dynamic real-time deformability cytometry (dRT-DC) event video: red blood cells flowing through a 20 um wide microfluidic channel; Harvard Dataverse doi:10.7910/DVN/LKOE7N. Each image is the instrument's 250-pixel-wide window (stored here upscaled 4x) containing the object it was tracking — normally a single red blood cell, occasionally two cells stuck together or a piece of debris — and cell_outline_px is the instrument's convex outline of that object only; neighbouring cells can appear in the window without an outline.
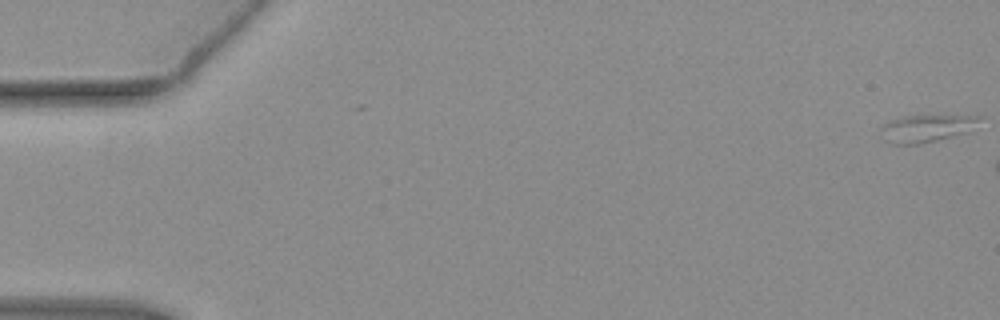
{"species": "common noctule bat (a hibernating species)", "species_latin": "Nyctalus noctula", "temperature_condition": "warm", "stored_images_in_passage": 8, "camera_frame_rate_fps": 3000, "um_per_image_px": 0.085, "animal": {"sex": "female", "body_mass_g": 19.3, "forearm_length_mm": 54.1}, "frame": {"image": 1, "passage_image": 1, "time_ms": 0.0, "image_size_px": [1000, 320], "cell_outline_px": [[984, 116], [968, 132], [936, 140], [916, 144], [892, 144], [888, 140], [880, 128], [888, 120], [904, 116]], "centroid_in_image_um": [78.76, 10.9], "position_along_channel_um": 6.2, "area_um2": 15.26}}